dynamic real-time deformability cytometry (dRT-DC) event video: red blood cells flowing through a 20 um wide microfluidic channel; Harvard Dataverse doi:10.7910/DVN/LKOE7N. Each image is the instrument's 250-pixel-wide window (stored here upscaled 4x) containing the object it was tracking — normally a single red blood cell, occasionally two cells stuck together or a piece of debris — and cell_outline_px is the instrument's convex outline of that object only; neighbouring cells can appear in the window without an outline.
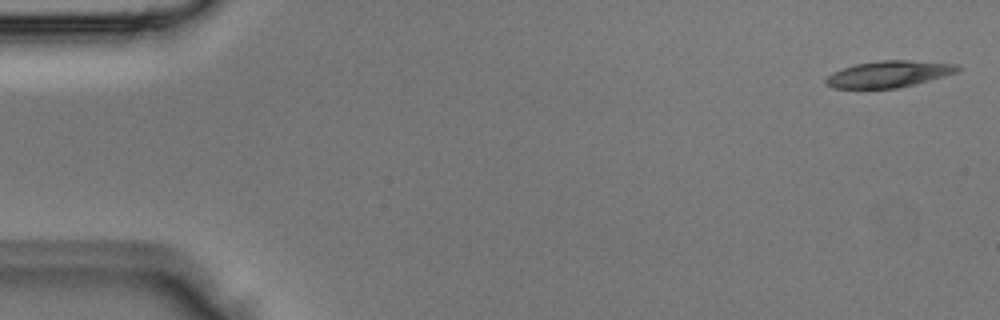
{"species": "Egyptian fruit bat (a non-hibernating species)", "species_latin": "Rousettus aegyptiacus", "temperature_condition": "room temperature", "stored_images_in_passage": 5, "segment_of_instrument_passage": [1, 2], "camera_frame_rate_fps": 3000, "um_per_image_px": 0.085, "animal": {"sex": "male"}, "frame": {"image": 1, "passage_image": 1, "time_ms": 0.0, "image_size_px": [1000, 320], "cell_outline_px": [[964, 68], [956, 72], [944, 76], [916, 84], [896, 88], [868, 92], [832, 88], [824, 84], [824, 80], [832, 72], [856, 64], [880, 60], [912, 60], [956, 64]], "centroid_in_image_um": [75.47, 6.35], "position_along_channel_um": 9.5, "area_um2": 21.33}}
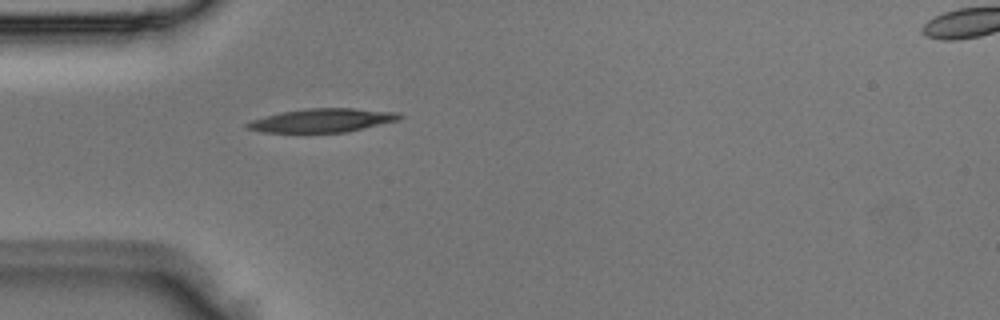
{"frame": {"image": 2, "passage_image": 4, "time_ms": 1.0, "image_size_px": [1000, 320], "cell_outline_px": [[404, 116], [396, 120], [348, 132], [264, 132], [244, 128], [244, 124], [252, 120], [280, 112], [308, 108], [352, 108], [396, 112]], "centroid_in_image_um": [27.35, 10.23], "position_along_channel_um": 57.7, "area_um2": 20.75}}